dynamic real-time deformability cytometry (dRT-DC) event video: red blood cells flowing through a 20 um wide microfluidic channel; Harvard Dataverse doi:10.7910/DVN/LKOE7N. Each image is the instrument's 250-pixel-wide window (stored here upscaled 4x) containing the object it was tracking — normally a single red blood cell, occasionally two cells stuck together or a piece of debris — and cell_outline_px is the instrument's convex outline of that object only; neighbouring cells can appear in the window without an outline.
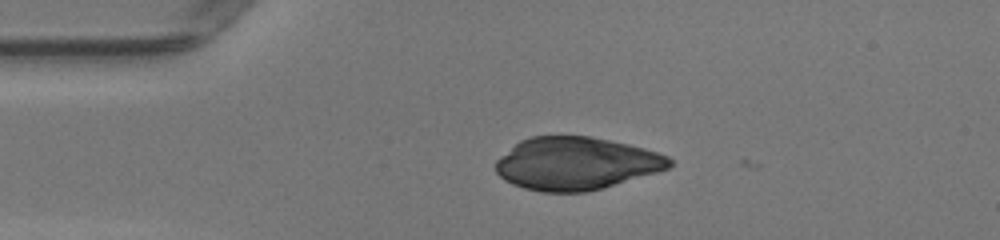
{"species": "human", "species_latin": "Homo sapiens", "temperature_condition": "warm", "stored_images_in_passage": 29, "camera_frame_rate_fps": 3000, "um_per_image_px": 0.085, "donor": {"sex": "female"}, "frame": {"image": 1, "passage_image": 1, "time_ms": 0.0, "image_size_px": [1000, 240], "cell_outline_px": [[672, 164], [668, 168], [656, 172], [600, 188], [584, 192], [540, 192], [524, 188], [512, 184], [504, 180], [496, 172], [496, 160], [500, 156], [520, 140], [532, 136], [592, 136], [628, 144], [644, 148], [668, 156], [672, 160]], "centroid_in_image_um": [48.93, 13.89], "position_along_channel_um": 36.1, "area_um2": 53.06}}
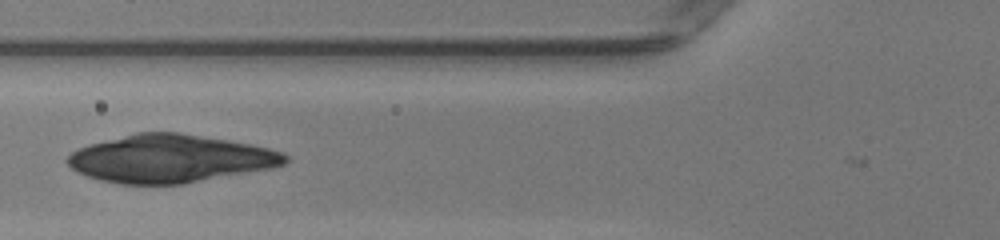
{"frame": {"image": 2, "passage_image": 9, "time_ms": 2.667, "image_size_px": [1000, 240], "cell_outline_px": [[288, 160], [284, 164], [272, 168], [184, 184], [120, 184], [100, 180], [88, 176], [72, 168], [68, 164], [68, 156], [72, 152], [88, 144], [136, 132], [180, 132], [228, 140], [268, 148], [280, 152], [288, 156]], "centroid_in_image_um": [14.46, 13.48], "position_along_channel_um": 111.3, "area_um2": 60.4}}